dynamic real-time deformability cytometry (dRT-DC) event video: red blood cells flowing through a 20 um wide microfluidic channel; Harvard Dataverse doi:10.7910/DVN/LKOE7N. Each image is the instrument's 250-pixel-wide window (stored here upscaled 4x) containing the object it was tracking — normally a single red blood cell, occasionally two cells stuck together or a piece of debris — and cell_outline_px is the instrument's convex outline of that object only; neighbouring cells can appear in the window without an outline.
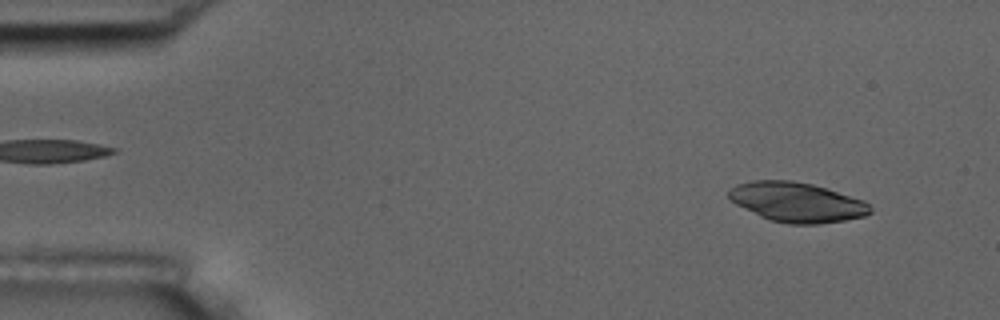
{"species": "common noctule bat (a hibernating species)", "species_latin": "Nyctalus noctula", "temperature_condition": "room temperature", "stored_images_in_passage": 54, "camera_frame_rate_fps": 3000, "um_per_image_px": 0.085, "animal": {"sex": "male", "body_mass_g": 17.5, "forearm_length_mm": 52.3}, "frame": {"image": 1, "passage_image": 4, "time_ms": 1.0, "image_size_px": [1000, 320], "cell_outline_px": [[872, 212], [864, 216], [844, 220], [820, 224], [788, 224], [772, 220], [760, 216], [728, 200], [728, 192], [736, 184], [752, 180], [792, 180], [812, 184], [864, 200], [872, 208]], "centroid_in_image_um": [67.72, 17.18], "position_along_channel_um": 17.3, "area_um2": 32.66}}